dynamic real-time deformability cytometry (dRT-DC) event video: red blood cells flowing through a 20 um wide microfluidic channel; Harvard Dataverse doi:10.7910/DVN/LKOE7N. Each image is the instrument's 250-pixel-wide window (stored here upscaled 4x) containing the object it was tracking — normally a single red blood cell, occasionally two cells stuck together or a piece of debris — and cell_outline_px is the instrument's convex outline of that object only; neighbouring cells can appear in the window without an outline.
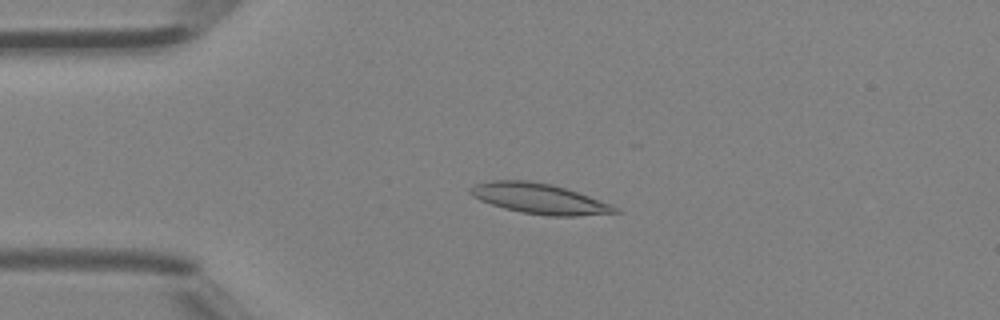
{"species": "Egyptian fruit bat (a non-hibernating species)", "species_latin": "Rousettus aegyptiacus", "temperature_condition": "room temperature", "stored_images_in_passage": 6, "camera_frame_rate_fps": 3000, "um_per_image_px": 0.085, "animal": {"sex": "female"}, "frame": {"image": 1, "passage_image": 3, "time_ms": 0.667, "image_size_px": [1000, 320], "cell_outline_px": [[624, 212], [576, 216], [544, 216], [504, 208], [480, 200], [472, 196], [468, 192], [468, 188], [476, 184], [492, 180], [528, 180], [548, 184], [564, 188], [600, 200], [620, 208]], "centroid_in_image_um": [45.84, 16.89], "position_along_channel_um": 39.2, "area_um2": 25.43}}
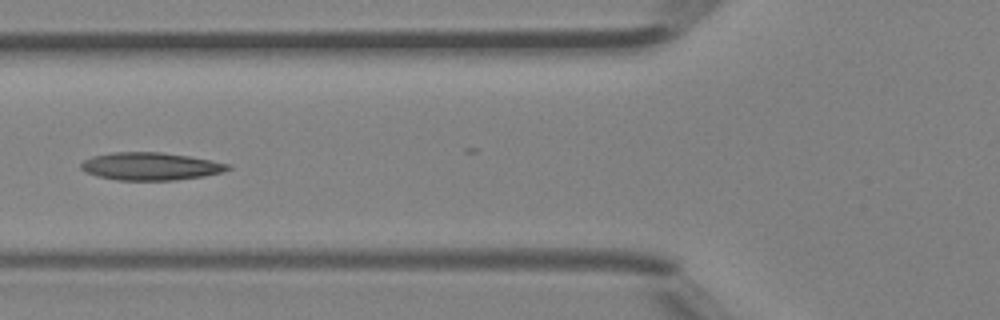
{"frame": {"image": 2, "passage_image": 5, "time_ms": 1.333, "image_size_px": [1000, 320], "cell_outline_px": [[232, 168], [224, 172], [204, 176], [176, 180], [116, 180], [96, 176], [84, 172], [80, 168], [80, 164], [84, 160], [92, 156], [112, 152], [160, 152], [188, 156], [212, 160], [232, 164]], "centroid_in_image_um": [12.81, 14.14], "position_along_channel_um": 113.0, "area_um2": 23.99}}
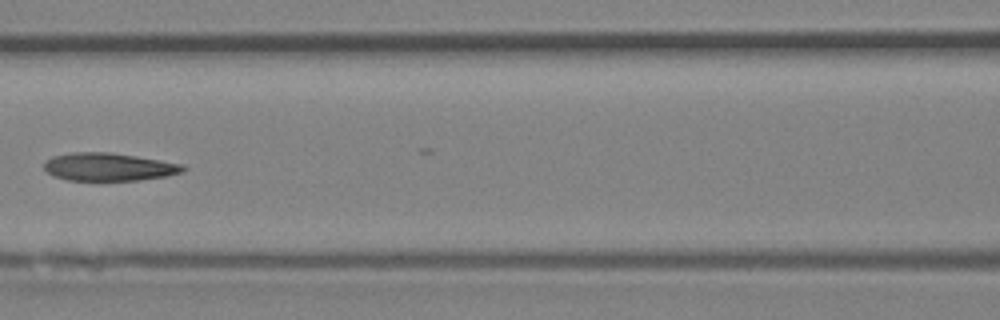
{"frame": {"image": 3, "passage_image": 6, "time_ms": 1.667, "image_size_px": [1000, 320], "cell_outline_px": [[188, 168], [180, 172], [168, 176], [140, 180], [68, 180], [56, 176], [48, 172], [44, 168], [44, 160], [52, 156], [68, 152], [112, 152], [184, 164]], "centroid_in_image_um": [9.25, 14.17], "position_along_channel_um": 157.4, "area_um2": 22.72}}